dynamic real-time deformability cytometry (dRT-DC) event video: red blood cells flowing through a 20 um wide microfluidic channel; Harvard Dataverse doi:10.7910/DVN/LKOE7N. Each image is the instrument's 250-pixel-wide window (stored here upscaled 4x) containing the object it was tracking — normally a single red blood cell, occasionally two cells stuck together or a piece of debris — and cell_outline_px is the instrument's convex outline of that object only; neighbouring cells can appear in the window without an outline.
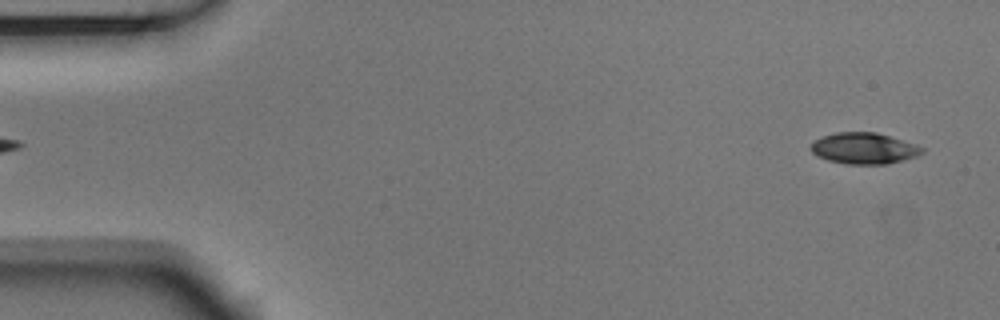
{"species": "Egyptian fruit bat (a non-hibernating species)", "species_latin": "Rousettus aegyptiacus", "temperature_condition": "room temperature", "stored_images_in_passage": 53, "camera_frame_rate_fps": 3000, "um_per_image_px": 0.085, "animal": {"sex": "male"}, "frame": {"image": 1, "passage_image": 2, "time_ms": 0.333, "image_size_px": [1000, 320], "cell_outline_px": [[924, 152], [916, 156], [888, 164], [848, 164], [828, 160], [816, 156], [808, 148], [816, 140], [824, 136], [836, 132], [876, 132], [916, 144], [924, 148]], "centroid_in_image_um": [73.44, 12.61], "position_along_channel_um": 11.6, "area_um2": 20.17}}
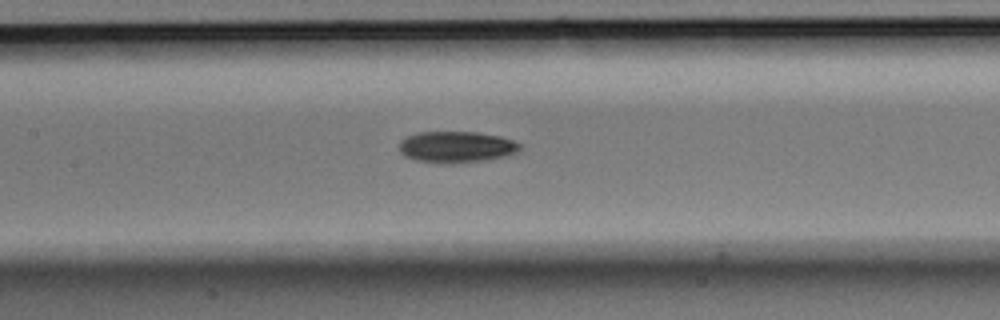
{"frame": {"image": 2, "passage_image": 24, "time_ms": 7.667, "image_size_px": [1000, 320], "cell_outline_px": [[520, 148], [516, 152], [508, 156], [484, 160], [452, 164], [416, 160], [404, 156], [400, 152], [400, 140], [416, 132], [476, 132], [500, 136], [512, 140], [520, 144]], "centroid_in_image_um": [38.79, 12.49], "position_along_channel_um": 168.6, "area_um2": 22.02}}
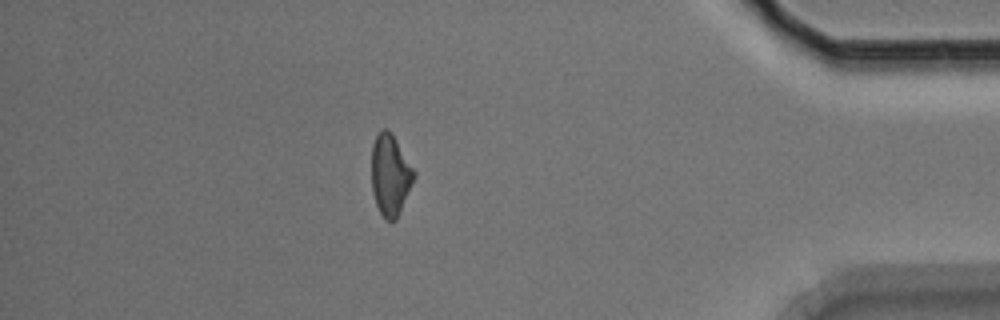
{"frame": {"image": 3, "passage_image": 46, "time_ms": 15.0, "image_size_px": [1000, 320], "cell_outline_px": [[416, 176], [396, 220], [388, 220], [380, 212], [376, 204], [372, 192], [372, 144], [376, 136], [384, 128], [388, 128], [392, 132], [416, 172]], "centroid_in_image_um": [33.18, 14.84], "position_along_channel_um": 402.0, "area_um2": 20.06}, "authors_computed_cell_mechanics": {"area_um2": 20.9814, "velocity_mm_per_s": 3.7444, "shape_relaxation_time_tau1_ms": 3.5826, "shape_relaxation_time_tau2_ms": 11.0599, "deformation_change_tau1": 0.1247, "deformation_change_tau2": 0.2062}}